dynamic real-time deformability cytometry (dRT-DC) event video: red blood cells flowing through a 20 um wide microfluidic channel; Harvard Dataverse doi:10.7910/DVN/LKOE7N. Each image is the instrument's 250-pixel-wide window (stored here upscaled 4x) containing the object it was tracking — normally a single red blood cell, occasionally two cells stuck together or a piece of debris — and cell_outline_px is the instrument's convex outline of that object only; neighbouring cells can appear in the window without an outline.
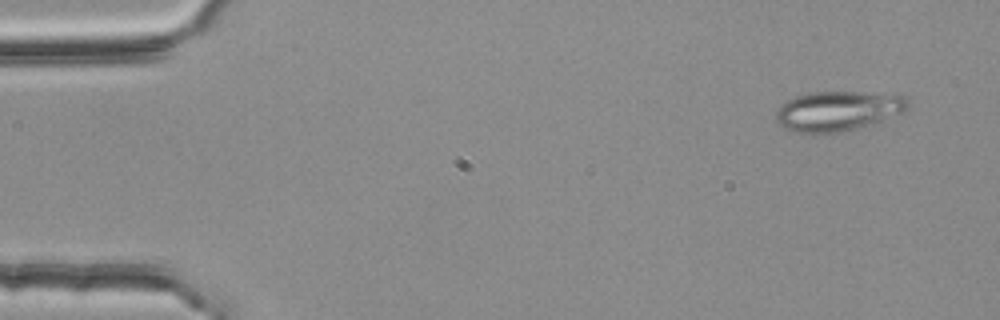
{"species": "common noctule bat (a hibernating species)", "species_latin": "Nyctalus noctula", "temperature_condition": "room temperature", "stored_images_in_passage": 51, "camera_frame_rate_fps": 3000, "um_per_image_px": 0.085, "animal": {"sex": "female", "body_mass_g": 25.1}, "frame": {"image": 1, "passage_image": 1, "time_ms": 0.0, "image_size_px": [1000, 320], "cell_outline_px": [[912, 104], [904, 112], [876, 124], [840, 132], [796, 132], [784, 128], [776, 124], [776, 112], [780, 104], [796, 96], [808, 92], [860, 92], [908, 96]], "centroid_in_image_um": [71.27, 9.43], "position_along_channel_um": 13.7, "area_um2": 31.04}}
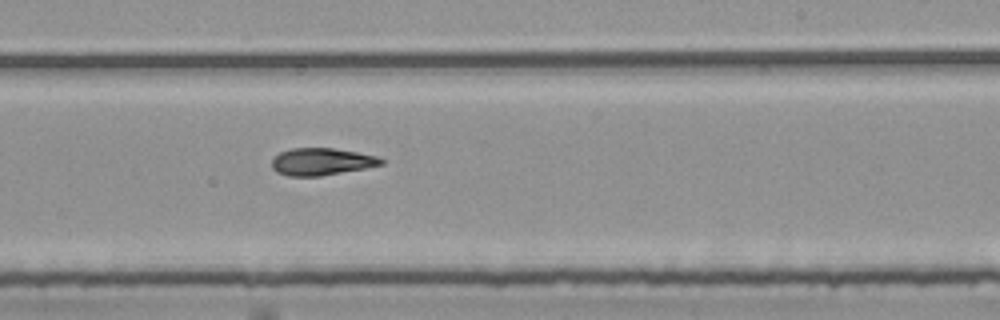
{"frame": {"image": 2, "passage_image": 30, "time_ms": 9.667, "image_size_px": [1000, 320], "cell_outline_px": [[384, 164], [364, 168], [320, 176], [288, 176], [276, 172], [272, 168], [272, 160], [280, 152], [292, 148], [336, 148], [380, 156], [384, 160]], "centroid_in_image_um": [27.35, 13.73], "position_along_channel_um": 261.6, "area_um2": 17.4}}
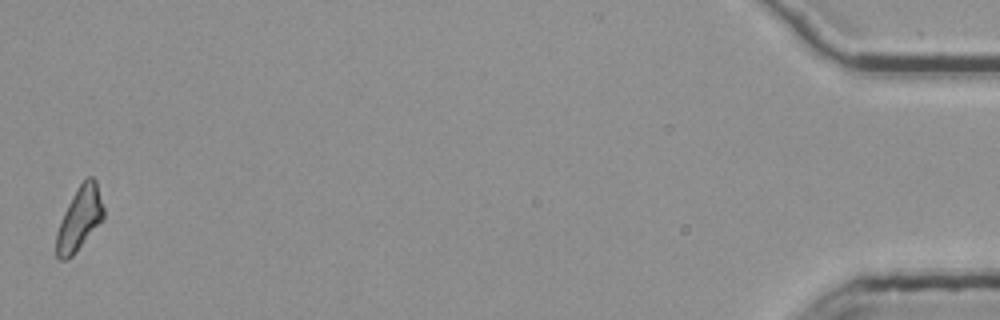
{"frame": {"image": 3, "passage_image": 51, "time_ms": 16.667, "image_size_px": [1000, 320], "cell_outline_px": [[104, 220], [72, 256], [64, 260], [60, 260], [56, 256], [56, 232], [64, 212], [72, 196], [80, 184], [88, 176], [92, 176], [96, 180], [104, 208]], "centroid_in_image_um": [6.77, 18.6], "position_along_channel_um": 428.4, "area_um2": 17.46}, "authors_computed_cell_mechanics": {"area_um2": 17.8602, "velocity_mm_per_s": 3.7781, "shape_relaxation_time_tau1_ms": null, "shape_relaxation_time_tau2_ms": 4.2805, "deformation_change_tau1": null, "deformation_change_tau2": 0.1191}}